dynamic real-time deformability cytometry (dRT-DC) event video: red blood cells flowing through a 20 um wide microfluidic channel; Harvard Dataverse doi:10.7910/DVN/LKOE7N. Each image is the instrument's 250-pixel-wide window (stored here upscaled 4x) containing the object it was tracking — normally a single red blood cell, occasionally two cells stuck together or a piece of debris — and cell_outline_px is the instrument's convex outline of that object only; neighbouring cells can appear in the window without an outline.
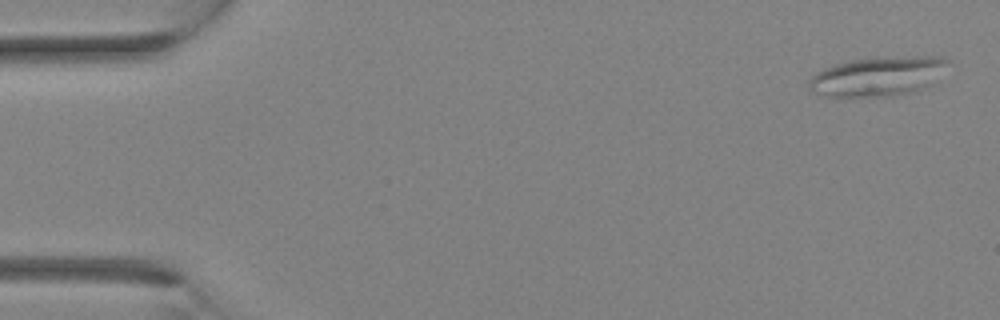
{"species": "Egyptian fruit bat (a non-hibernating species)", "species_latin": "Rousettus aegyptiacus", "temperature_condition": "room temperature", "stored_images_in_passage": 31, "camera_frame_rate_fps": 3000, "um_per_image_px": 0.085, "animal": {"sex": "female"}, "frame": {"image": 1, "passage_image": 1, "time_ms": 0.0, "image_size_px": [1000, 320], "cell_outline_px": [[944, 60], [928, 84], [924, 88], [912, 92], [892, 96], [828, 96], [812, 92], [808, 88], [808, 80], [816, 72], [824, 68], [836, 64], [852, 60], [916, 56], [944, 56]], "centroid_in_image_um": [74.45, 6.51], "position_along_channel_um": 10.6, "area_um2": 30.58}}
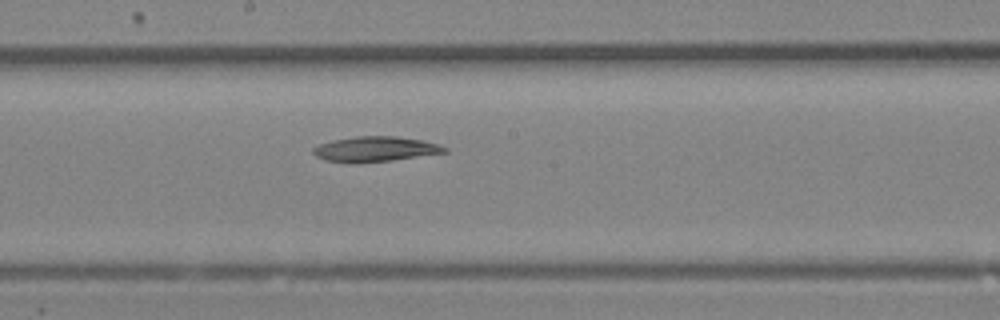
{"frame": {"image": 2, "passage_image": 17, "time_ms": 5.333, "image_size_px": [1000, 320], "cell_outline_px": [[448, 152], [392, 160], [356, 164], [352, 164], [324, 160], [316, 156], [312, 152], [312, 148], [320, 144], [332, 140], [356, 136], [396, 136], [420, 140], [436, 144], [448, 148]], "centroid_in_image_um": [31.84, 12.69], "position_along_channel_um": 216.4, "area_um2": 19.36}}
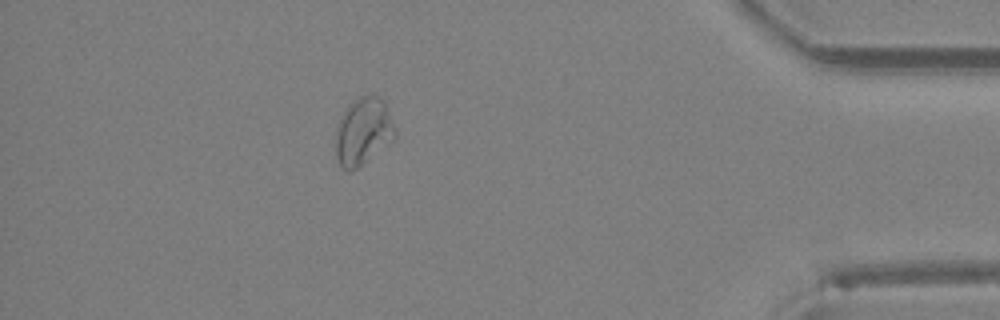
{"frame": {"image": 3, "passage_image": 28, "time_ms": 9.0, "image_size_px": [1000, 320], "cell_outline_px": [[396, 136], [388, 144], [352, 172], [348, 172], [340, 168], [336, 156], [336, 128], [348, 104], [360, 96], [376, 96], [384, 100], [396, 132]], "centroid_in_image_um": [30.85, 11.2], "position_along_channel_um": 404.4, "area_um2": 23.12}}